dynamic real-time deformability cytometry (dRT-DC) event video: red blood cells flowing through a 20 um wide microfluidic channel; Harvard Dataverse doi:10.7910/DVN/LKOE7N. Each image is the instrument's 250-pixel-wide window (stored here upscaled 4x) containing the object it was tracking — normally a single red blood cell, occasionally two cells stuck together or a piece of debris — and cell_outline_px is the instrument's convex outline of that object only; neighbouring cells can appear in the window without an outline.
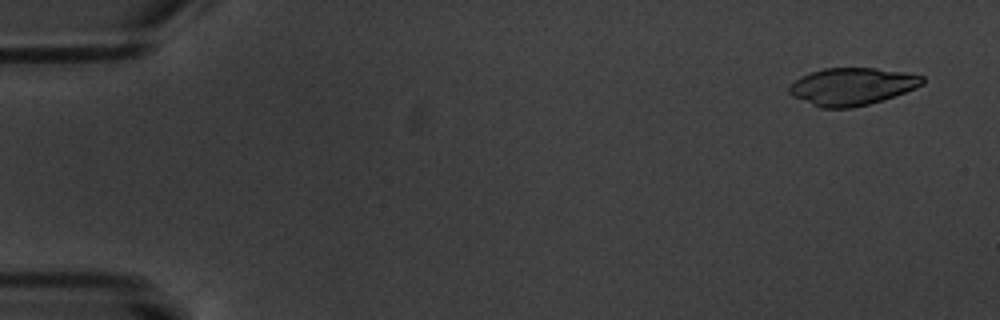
{"species": "common noctule bat (a hibernating species)", "species_latin": "Nyctalus noctula", "temperature_condition": "warm", "stored_images_in_passage": 5, "camera_frame_rate_fps": 3000, "um_per_image_px": 0.085, "animal": {"sex": "male", "body_mass_g": 20.1, "forearm_length_mm": 53.5}, "frame": {"image": 1, "passage_image": 1, "time_ms": 0.0, "image_size_px": [1000, 320], "cell_outline_px": [[924, 84], [916, 88], [884, 100], [852, 108], [820, 108], [792, 96], [788, 92], [788, 84], [800, 76], [824, 68], [876, 68], [904, 72], [924, 76]], "centroid_in_image_um": [72.4, 7.35], "position_along_channel_um": 12.6, "area_um2": 29.25}}